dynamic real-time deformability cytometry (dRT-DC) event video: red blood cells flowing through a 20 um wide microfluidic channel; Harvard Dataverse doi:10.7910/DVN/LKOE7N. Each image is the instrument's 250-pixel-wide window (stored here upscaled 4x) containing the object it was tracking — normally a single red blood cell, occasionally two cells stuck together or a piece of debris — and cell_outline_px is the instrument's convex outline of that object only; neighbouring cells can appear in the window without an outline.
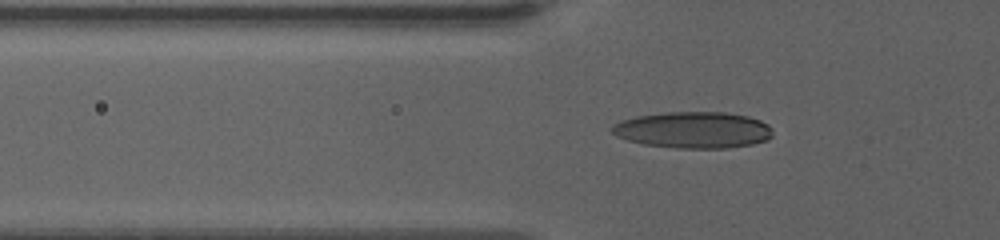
{"species": "human", "species_latin": "Homo sapiens", "temperature_condition": "warm", "stored_images_in_passage": 60, "camera_frame_rate_fps": 3000, "um_per_image_px": 0.085, "donor": {"sex": "female"}, "frame": {"image": 1, "passage_image": 22, "time_ms": 7.0, "image_size_px": [1000, 240], "cell_outline_px": [[772, 136], [768, 140], [752, 144], [728, 148], [680, 148], [644, 144], [628, 140], [616, 136], [612, 132], [612, 124], [620, 120], [636, 116], [668, 112], [724, 112], [748, 116], [760, 120], [768, 124], [772, 128]], "centroid_in_image_um": [58.94, 11.04], "position_along_channel_um": 66.9, "area_um2": 34.22}}
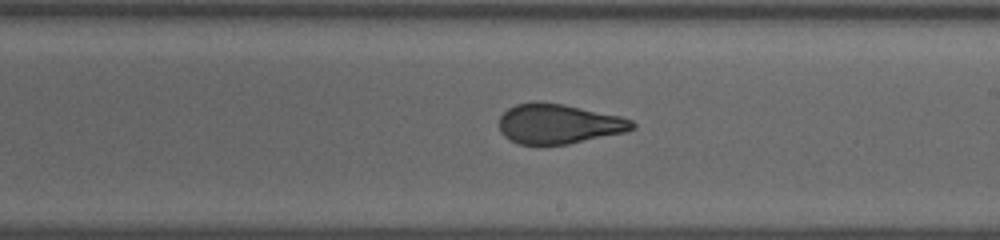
{"frame": {"image": 2, "passage_image": 37, "time_ms": 12.0, "image_size_px": [1000, 240], "cell_outline_px": [[636, 128], [624, 132], [568, 144], [520, 144], [504, 136], [500, 132], [500, 116], [508, 108], [516, 104], [536, 100], [564, 104], [620, 116], [632, 120], [636, 124]], "centroid_in_image_um": [47.48, 10.51], "position_along_channel_um": 241.5, "area_um2": 30.87}}
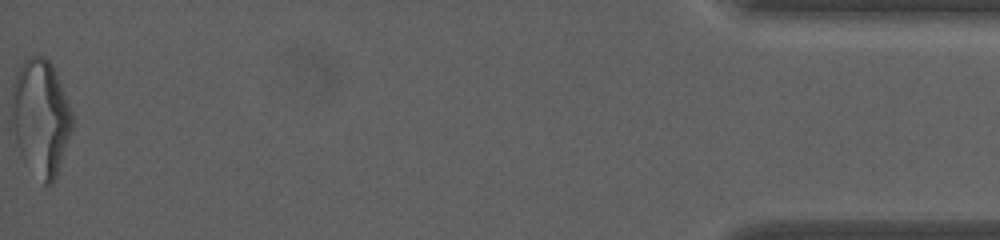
{"frame": {"image": 3, "passage_image": 60, "time_ms": 19.667, "image_size_px": [1000, 240], "cell_outline_px": [[72, 128], [56, 176], [52, 184], [44, 184], [20, 152], [16, 140], [12, 116], [12, 84], [16, 72], [24, 60], [28, 56], [44, 56], [52, 64], [72, 112]], "centroid_in_image_um": [3.46, 9.91], "position_along_channel_um": 431.7, "area_um2": 40.06}, "authors_computed_cell_mechanics": {"area_um2": 31.7322, "velocity_mm_per_s": 3.5979, "shape_relaxation_time_tau1_ms": 6.3998, "shape_relaxation_time_tau2_ms": 1.1913, "deformation_change_tau1": 0.2348, "deformation_change_tau2": 0.0908}}